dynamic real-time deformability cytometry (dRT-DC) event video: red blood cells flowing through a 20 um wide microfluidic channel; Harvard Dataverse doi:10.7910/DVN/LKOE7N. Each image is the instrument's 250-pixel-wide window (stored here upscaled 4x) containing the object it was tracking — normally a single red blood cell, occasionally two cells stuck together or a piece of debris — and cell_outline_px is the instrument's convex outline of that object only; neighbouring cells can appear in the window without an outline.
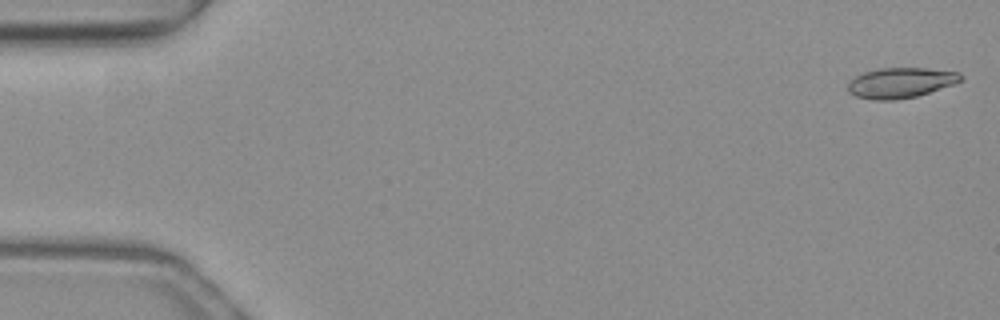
{"species": "common noctule bat (a hibernating species)", "species_latin": "Nyctalus noctula", "temperature_condition": "warm", "stored_images_in_passage": 51, "camera_frame_rate_fps": 3000, "um_per_image_px": 0.085, "animal": {"sex": "female", "body_mass_g": 19.3, "forearm_length_mm": 54.1}, "frame": {"image": 1, "passage_image": 1, "time_ms": 0.0, "image_size_px": [1000, 320], "cell_outline_px": [[964, 76], [960, 80], [952, 84], [916, 96], [896, 100], [876, 100], [856, 96], [848, 92], [848, 84], [856, 76], [864, 72], [880, 68], [924, 68], [960, 72]], "centroid_in_image_um": [76.54, 7.03], "position_along_channel_um": 8.5, "area_um2": 19.65}}
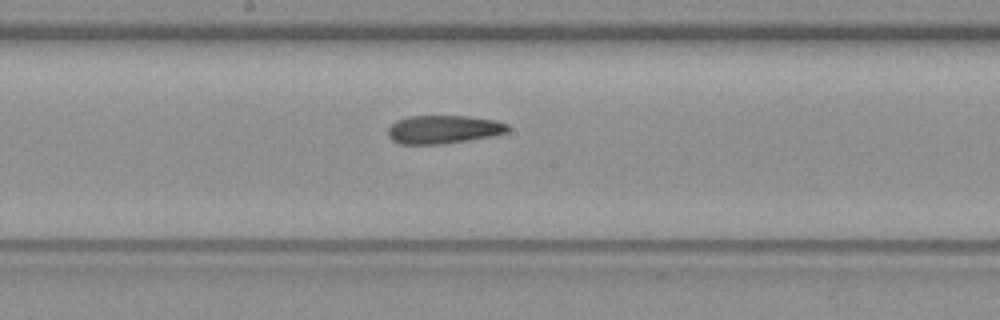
{"frame": {"image": 2, "passage_image": 27, "time_ms": 8.667, "image_size_px": [1000, 320], "cell_outline_px": [[512, 128], [508, 132], [492, 136], [444, 144], [400, 144], [392, 140], [388, 136], [388, 128], [396, 120], [408, 116], [468, 116], [496, 120], [508, 124]], "centroid_in_image_um": [37.72, 11.0], "position_along_channel_um": 210.5, "area_um2": 20.0}}
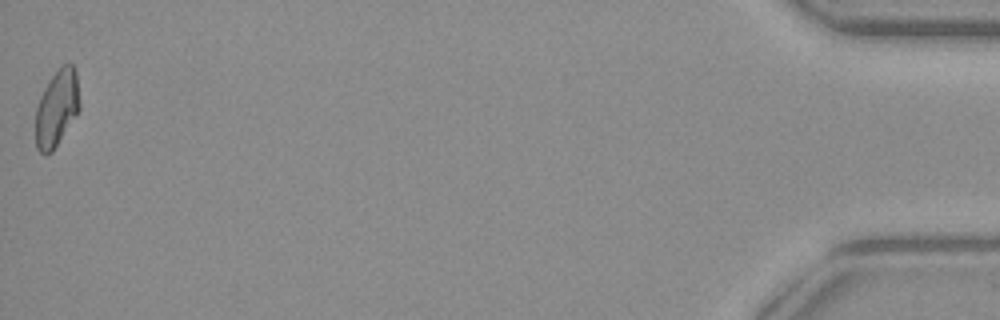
{"frame": {"image": 3, "passage_image": 51, "time_ms": 16.667, "image_size_px": [1000, 320], "cell_outline_px": [[80, 108], [52, 152], [44, 156], [36, 148], [36, 108], [40, 96], [48, 80], [60, 64], [72, 64], [76, 72], [80, 104]], "centroid_in_image_um": [4.81, 9.17], "position_along_channel_um": 430.4, "area_um2": 19.65}, "authors_computed_cell_mechanics": {"area_um2": 20.0566, "velocity_mm_per_s": 4.0234, "shape_relaxation_time_tau1_ms": 10.314, "shape_relaxation_time_tau2_ms": 4.0809, "deformation_change_tau1": 0.2342, "deformation_change_tau2": 0.1358}}